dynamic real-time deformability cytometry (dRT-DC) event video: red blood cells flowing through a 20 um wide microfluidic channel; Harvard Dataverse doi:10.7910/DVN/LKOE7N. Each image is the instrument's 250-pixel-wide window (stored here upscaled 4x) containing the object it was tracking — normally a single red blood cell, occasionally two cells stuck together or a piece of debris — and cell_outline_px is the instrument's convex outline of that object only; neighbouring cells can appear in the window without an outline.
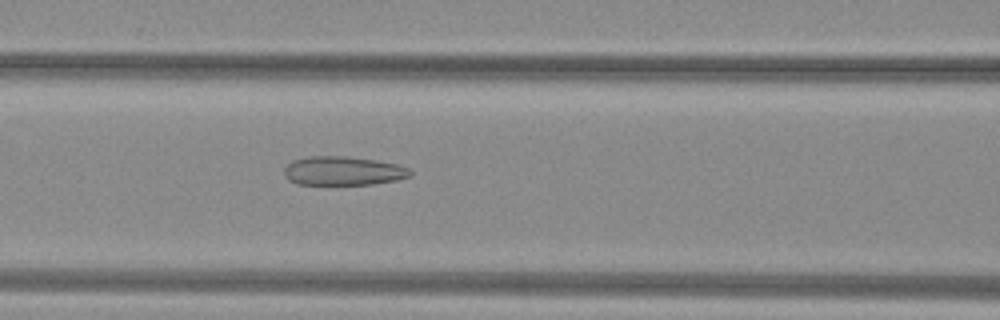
{"species": "common noctule bat (a hibernating species)", "species_latin": "Nyctalus noctula", "temperature_condition": "warm", "stored_images_in_passage": 28, "camera_frame_rate_fps": 3000, "um_per_image_px": 0.085, "animal": {"sex": "female", "body_mass_g": 29.2, "forearm_length_mm": 56.3}, "frame": {"image": 1, "passage_image": 8, "time_ms": 2.333, "image_size_px": [1000, 320], "cell_outline_px": [[412, 176], [396, 180], [372, 184], [296, 184], [288, 180], [284, 176], [284, 168], [292, 160], [308, 156], [344, 156], [376, 160], [396, 164], [408, 168], [412, 172]], "centroid_in_image_um": [29.14, 14.52], "position_along_channel_um": 137.5, "area_um2": 21.27}}
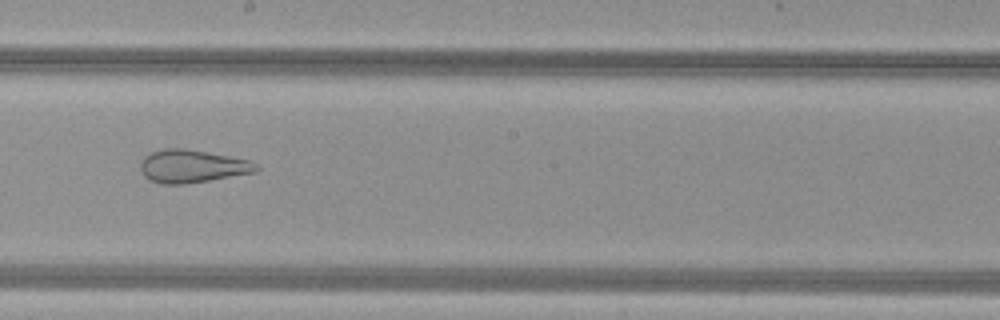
{"frame": {"image": 2, "passage_image": 15, "time_ms": 4.667, "image_size_px": [1000, 320], "cell_outline_px": [[260, 168], [256, 172], [184, 184], [160, 184], [148, 180], [140, 172], [140, 160], [148, 152], [164, 148], [184, 148], [208, 152], [248, 160], [256, 164]], "centroid_in_image_um": [16.25, 14.12], "position_along_channel_um": 231.9, "area_um2": 22.37}}
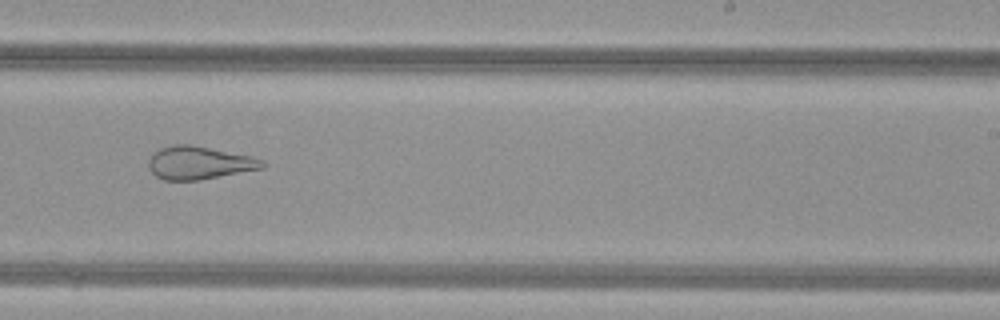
{"frame": {"image": 3, "passage_image": 18, "time_ms": 5.667, "image_size_px": [1000, 320], "cell_outline_px": [[264, 168], [200, 180], [164, 180], [156, 176], [148, 168], [148, 160], [152, 152], [160, 148], [172, 144], [192, 144], [252, 156], [264, 160]], "centroid_in_image_um": [16.9, 13.83], "position_along_channel_um": 272.1, "area_um2": 22.14}}